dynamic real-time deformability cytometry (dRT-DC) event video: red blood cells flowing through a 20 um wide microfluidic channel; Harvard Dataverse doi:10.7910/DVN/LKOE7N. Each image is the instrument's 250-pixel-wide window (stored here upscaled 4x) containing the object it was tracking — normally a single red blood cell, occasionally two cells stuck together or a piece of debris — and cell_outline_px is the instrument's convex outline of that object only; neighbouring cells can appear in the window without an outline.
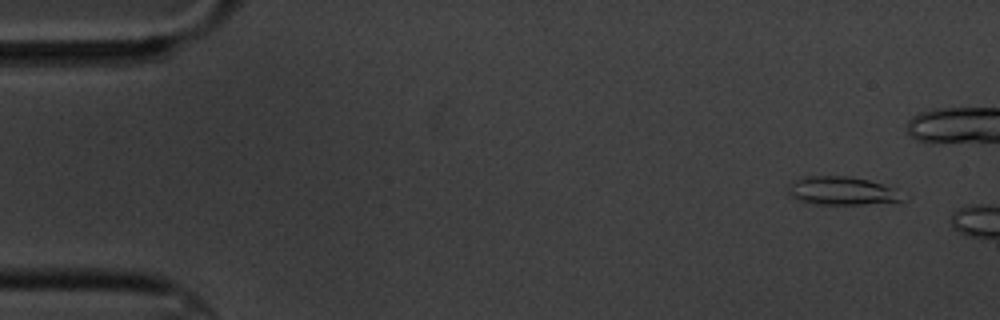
{"species": "common noctule bat (a hibernating species)", "species_latin": "Nyctalus noctula", "temperature_condition": "cold", "stored_images_in_passage": 4, "camera_frame_rate_fps": 3000, "um_per_image_px": 0.085, "animal": {"sex": "male", "body_mass_g": 20.1, "forearm_length_mm": 53.5}, "frame": {"image": 1, "passage_image": 2, "time_ms": 1.0, "image_size_px": [1000, 320], "cell_outline_px": [[908, 200], [860, 204], [808, 204], [796, 200], [788, 196], [788, 184], [804, 176], [848, 176], [868, 180], [896, 188]], "centroid_in_image_um": [71.52, 16.23], "position_along_channel_um": 13.5, "area_um2": 19.13}}